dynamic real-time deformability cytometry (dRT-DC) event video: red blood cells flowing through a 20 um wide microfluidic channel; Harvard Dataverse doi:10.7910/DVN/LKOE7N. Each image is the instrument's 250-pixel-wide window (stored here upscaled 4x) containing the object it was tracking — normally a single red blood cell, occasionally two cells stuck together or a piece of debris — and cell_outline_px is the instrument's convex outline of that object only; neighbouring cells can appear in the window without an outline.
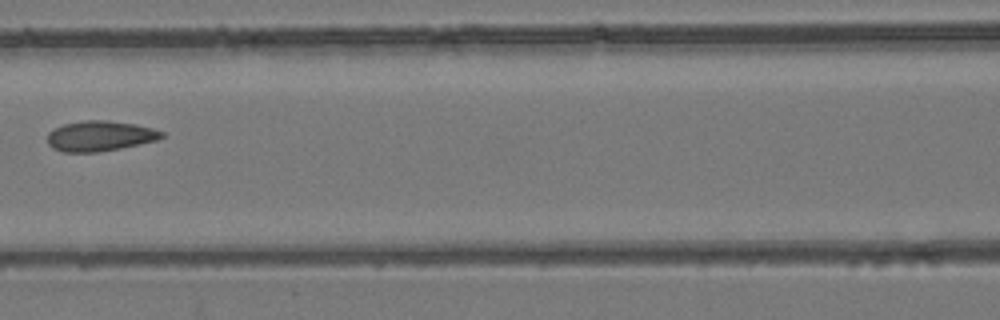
{"species": "common noctule bat (a hibernating species)", "species_latin": "Nyctalus noctula", "temperature_condition": "room temperature", "stored_images_in_passage": 9, "camera_frame_rate_fps": 3000, "um_per_image_px": 0.085, "animal": {"sex": "female", "body_mass_g": 24.6, "forearm_length_mm": 56.2}, "frame": {"image": 1, "passage_image": 8, "time_ms": 8.0, "image_size_px": [1000, 320], "cell_outline_px": [[164, 136], [156, 140], [140, 144], [120, 148], [96, 152], [64, 152], [52, 148], [48, 144], [48, 132], [64, 124], [84, 120], [108, 120], [136, 124], [152, 128], [164, 132]], "centroid_in_image_um": [8.5, 11.55], "position_along_channel_um": 158.1, "area_um2": 20.11}}
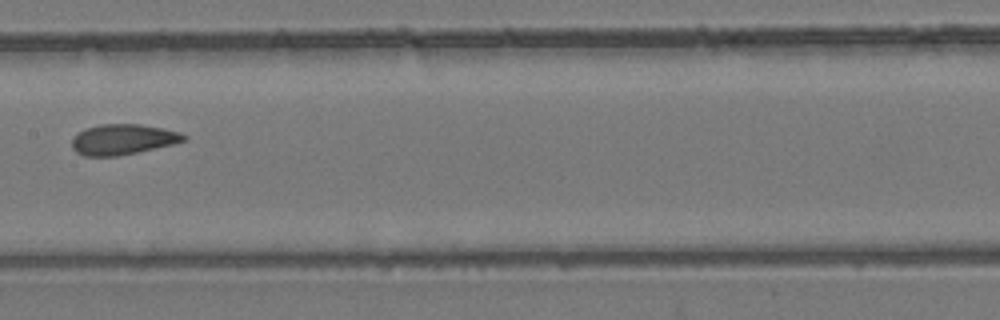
{"frame": {"image": 2, "passage_image": 9, "time_ms": 9.0, "image_size_px": [1000, 320], "cell_outline_px": [[188, 140], [172, 144], [136, 152], [116, 156], [84, 156], [76, 152], [72, 148], [72, 136], [84, 128], [100, 124], [140, 124], [164, 128], [180, 132], [188, 136]], "centroid_in_image_um": [10.43, 11.84], "position_along_channel_um": 197.0, "area_um2": 20.0}}